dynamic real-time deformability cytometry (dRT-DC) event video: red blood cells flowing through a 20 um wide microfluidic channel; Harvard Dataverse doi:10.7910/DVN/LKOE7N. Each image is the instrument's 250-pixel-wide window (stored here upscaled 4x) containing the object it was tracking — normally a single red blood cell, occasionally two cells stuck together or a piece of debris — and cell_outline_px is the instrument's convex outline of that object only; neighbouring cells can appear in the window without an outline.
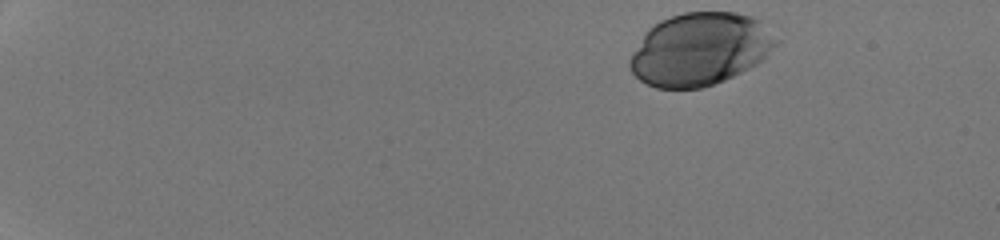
{"species": "human", "species_latin": "Homo sapiens", "temperature_condition": "room temperature", "stored_images_in_passage": 45, "camera_frame_rate_fps": 3000, "um_per_image_px": 0.085, "donor": {"sex": "male"}, "frame": {"image": 1, "passage_image": 1, "time_ms": 0.0, "image_size_px": [1000, 240], "cell_outline_px": [[780, 40], [756, 64], [724, 80], [700, 88], [656, 88], [640, 80], [632, 72], [628, 64], [628, 60], [632, 52], [644, 32], [648, 28], [660, 20], [684, 12], [736, 12], [752, 16], [760, 20]], "centroid_in_image_um": [59.47, 4.16], "position_along_channel_um": 25.5, "area_um2": 61.79}}